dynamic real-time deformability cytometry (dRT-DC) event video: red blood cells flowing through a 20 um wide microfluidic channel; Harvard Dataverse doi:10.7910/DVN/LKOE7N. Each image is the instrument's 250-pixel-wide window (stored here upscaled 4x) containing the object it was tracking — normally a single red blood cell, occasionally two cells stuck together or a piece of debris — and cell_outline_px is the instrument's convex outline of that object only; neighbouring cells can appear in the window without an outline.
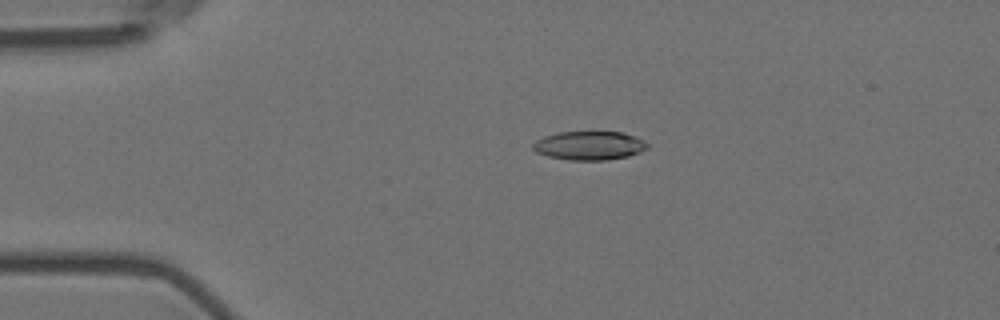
{"species": "Egyptian fruit bat (a non-hibernating species)", "species_latin": "Rousettus aegyptiacus", "temperature_condition": "room temperature", "stored_images_in_passage": 57, "camera_frame_rate_fps": 3000, "um_per_image_px": 0.085, "animal": {"sex": "female"}, "frame": {"image": 1, "passage_image": 12, "time_ms": 3.667, "image_size_px": [1000, 320], "cell_outline_px": [[648, 148], [640, 152], [628, 156], [608, 160], [568, 160], [548, 156], [536, 152], [532, 148], [532, 144], [536, 140], [544, 136], [556, 132], [620, 132], [636, 136], [644, 140], [648, 144]], "centroid_in_image_um": [50.09, 12.37], "position_along_channel_um": 34.9, "area_um2": 19.31}}
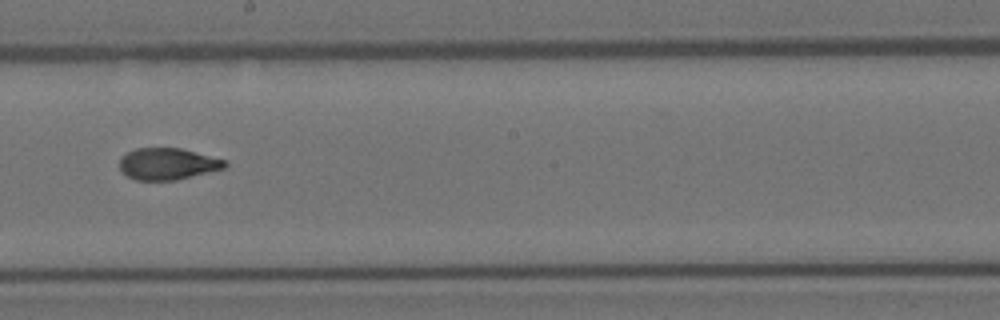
{"frame": {"image": 2, "passage_image": 32, "time_ms": 10.333, "image_size_px": [1000, 320], "cell_outline_px": [[228, 164], [224, 168], [176, 180], [136, 180], [128, 176], [120, 168], [120, 160], [128, 152], [136, 148], [180, 148], [228, 160]], "centroid_in_image_um": [14.29, 13.92], "position_along_channel_um": 233.9, "area_um2": 19.25}}
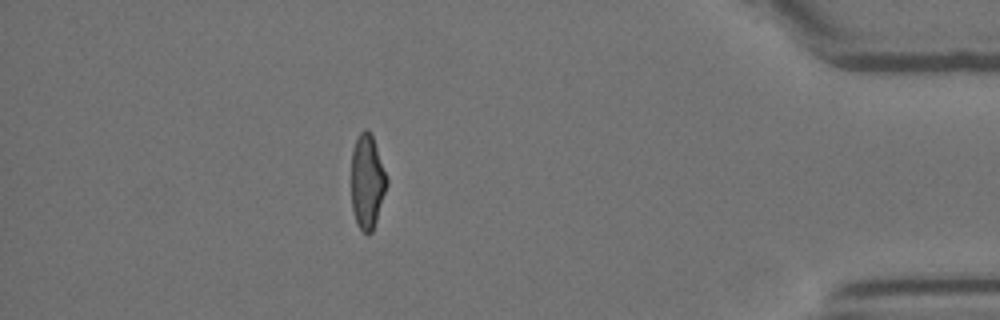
{"frame": {"image": 3, "passage_image": 50, "time_ms": 16.333, "image_size_px": [1000, 320], "cell_outline_px": [[388, 184], [372, 232], [368, 236], [360, 228], [356, 220], [352, 208], [352, 148], [360, 132], [364, 128], [372, 136], [388, 180]], "centroid_in_image_um": [31.21, 15.45], "position_along_channel_um": 404.0, "area_um2": 19.13}, "authors_computed_cell_mechanics": {"area_um2": 19.9988, "velocity_mm_per_s": 3.5886, "shape_relaxation_time_tau1_ms": 5.5064, "shape_relaxation_time_tau2_ms": 2.1384, "deformation_change_tau1": 0.1838, "deformation_change_tau2": 0.0753}}